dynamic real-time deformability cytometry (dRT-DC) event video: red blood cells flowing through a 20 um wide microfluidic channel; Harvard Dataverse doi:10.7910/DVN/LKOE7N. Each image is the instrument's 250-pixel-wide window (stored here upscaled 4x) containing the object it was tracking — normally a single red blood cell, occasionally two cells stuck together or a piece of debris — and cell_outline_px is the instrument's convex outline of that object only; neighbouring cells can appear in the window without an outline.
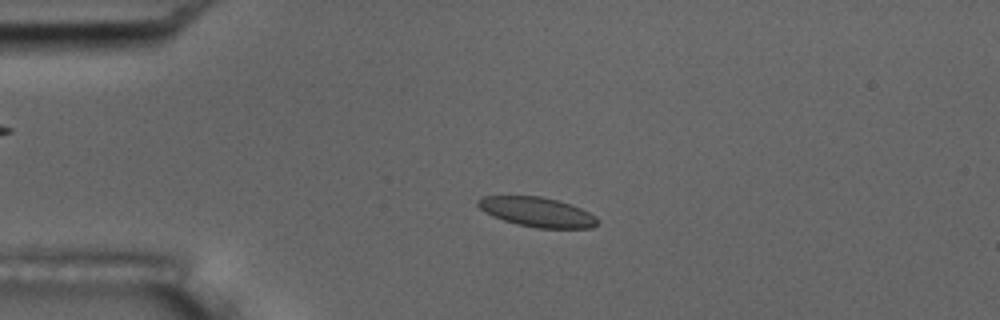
{"species": "common noctule bat (a hibernating species)", "species_latin": "Nyctalus noctula", "temperature_condition": "room temperature", "stored_images_in_passage": 3, "camera_frame_rate_fps": 3000, "um_per_image_px": 0.085, "animal": {"sex": "male", "body_mass_g": 17.5, "forearm_length_mm": 52.3}, "frame": {"image": 1, "passage_image": 2, "time_ms": 1.333, "image_size_px": [1000, 320], "cell_outline_px": [[600, 220], [592, 228], [536, 228], [516, 224], [492, 216], [484, 212], [476, 204], [476, 200], [480, 196], [540, 196], [556, 200], [580, 208], [596, 216]], "centroid_in_image_um": [45.62, 18.02], "position_along_channel_um": 39.4, "area_um2": 20.63}}